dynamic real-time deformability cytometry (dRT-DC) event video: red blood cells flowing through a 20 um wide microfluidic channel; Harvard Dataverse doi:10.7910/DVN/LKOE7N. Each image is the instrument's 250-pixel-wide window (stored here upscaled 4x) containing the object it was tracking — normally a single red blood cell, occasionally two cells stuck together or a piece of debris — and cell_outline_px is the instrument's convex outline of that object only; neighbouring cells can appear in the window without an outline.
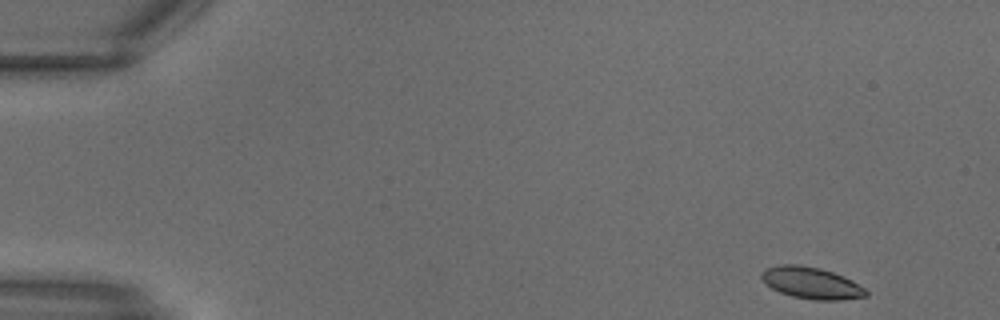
{"species": "common noctule bat (a hibernating species)", "species_latin": "Nyctalus noctula", "temperature_condition": "warm", "stored_images_in_passage": 28, "camera_frame_rate_fps": 3000, "um_per_image_px": 0.085, "animal": {"sex": "male", "body_mass_g": 18.8}, "frame": {"image": 1, "passage_image": 1, "time_ms": 0.0, "image_size_px": [1000, 320], "cell_outline_px": [[868, 296], [840, 300], [812, 300], [792, 296], [780, 292], [764, 284], [760, 276], [760, 272], [764, 268], [780, 264], [800, 264], [820, 268], [844, 276], [852, 280], [864, 288], [868, 292]], "centroid_in_image_um": [68.92, 24.04], "position_along_channel_um": 16.1, "area_um2": 19.54}}
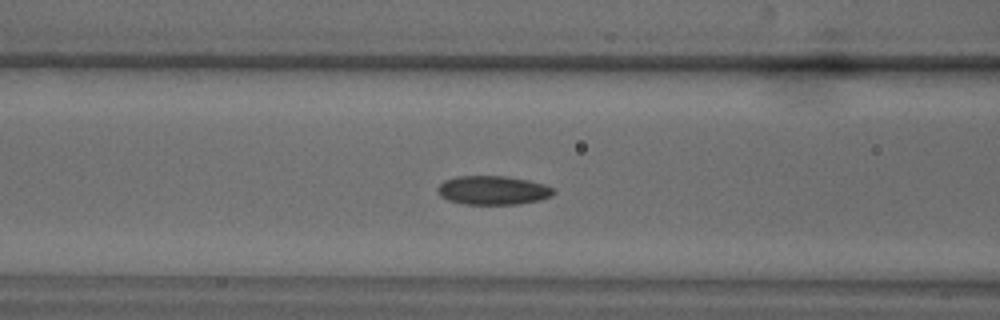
{"frame": {"image": 2, "passage_image": 11, "time_ms": 3.333, "image_size_px": [1000, 320], "cell_outline_px": [[556, 192], [552, 196], [540, 200], [520, 204], [464, 204], [448, 200], [440, 196], [436, 188], [444, 180], [456, 176], [504, 176], [528, 180], [544, 184], [552, 188]], "centroid_in_image_um": [41.89, 16.17], "position_along_channel_um": 124.7, "area_um2": 19.59}}
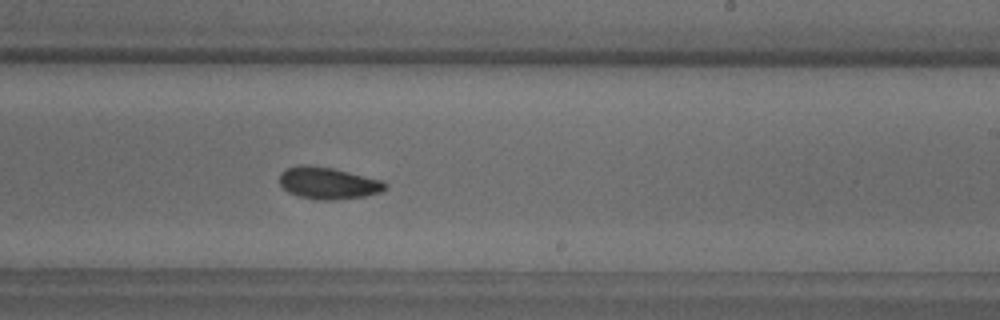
{"frame": {"image": 3, "passage_image": 17, "time_ms": 5.333, "image_size_px": [1000, 320], "cell_outline_px": [[388, 188], [380, 192], [364, 196], [332, 200], [320, 200], [300, 196], [288, 192], [280, 184], [280, 172], [288, 168], [300, 164], [304, 164], [332, 168], [384, 180], [388, 184]], "centroid_in_image_um": [27.92, 15.56], "position_along_channel_um": 261.1, "area_um2": 19.65}}